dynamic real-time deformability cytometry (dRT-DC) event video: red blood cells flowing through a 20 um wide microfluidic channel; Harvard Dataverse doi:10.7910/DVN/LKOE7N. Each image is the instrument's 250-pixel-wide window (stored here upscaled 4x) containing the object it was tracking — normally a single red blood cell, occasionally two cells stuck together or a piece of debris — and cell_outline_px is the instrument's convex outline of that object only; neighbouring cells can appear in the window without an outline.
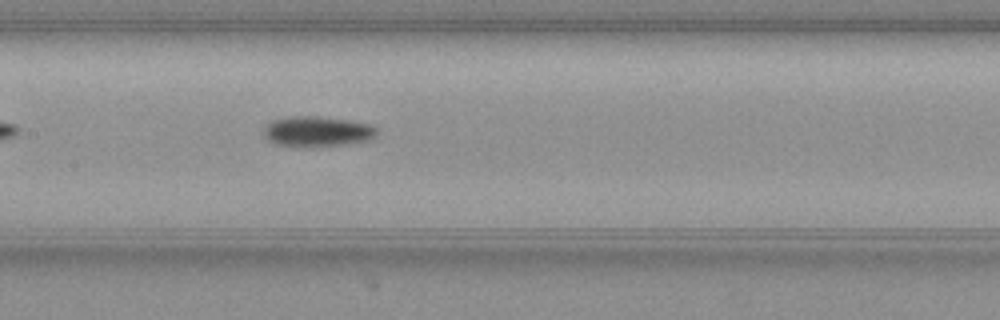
{"species": "common noctule bat (a hibernating species)", "species_latin": "Nyctalus noctula", "temperature_condition": "warm", "stored_images_in_passage": 31, "camera_frame_rate_fps": 3000, "um_per_image_px": 0.085, "animal": {"sex": "female", "body_mass_g": 19.3, "forearm_length_mm": 54.1}, "frame": {"image": 1, "passage_image": 13, "time_ms": 4.0, "image_size_px": [1000, 320], "cell_outline_px": [[376, 136], [372, 140], [344, 144], [312, 148], [276, 144], [268, 140], [264, 136], [264, 128], [272, 120], [292, 116], [316, 116], [348, 120], [368, 124], [376, 128]], "centroid_in_image_um": [26.96, 11.19], "position_along_channel_um": 180.4, "area_um2": 20.11}}
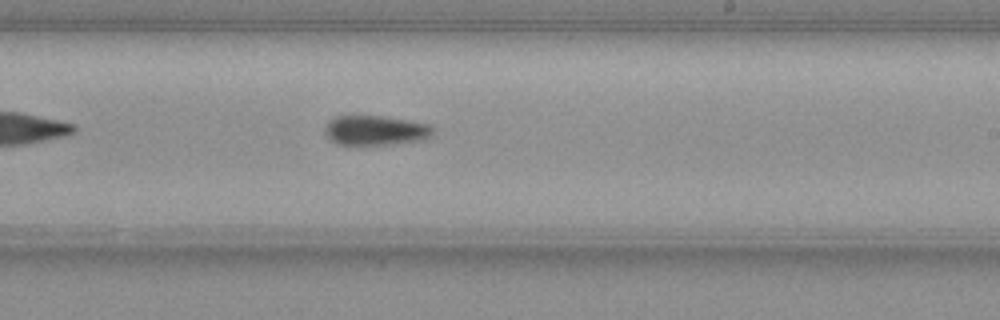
{"frame": {"image": 2, "passage_image": 19, "time_ms": 6.0, "image_size_px": [1000, 320], "cell_outline_px": [[432, 132], [424, 140], [392, 144], [336, 144], [324, 136], [324, 128], [328, 120], [336, 116], [384, 116], [408, 120], [428, 124], [432, 128]], "centroid_in_image_um": [31.84, 11.08], "position_along_channel_um": 257.2, "area_um2": 18.73}}
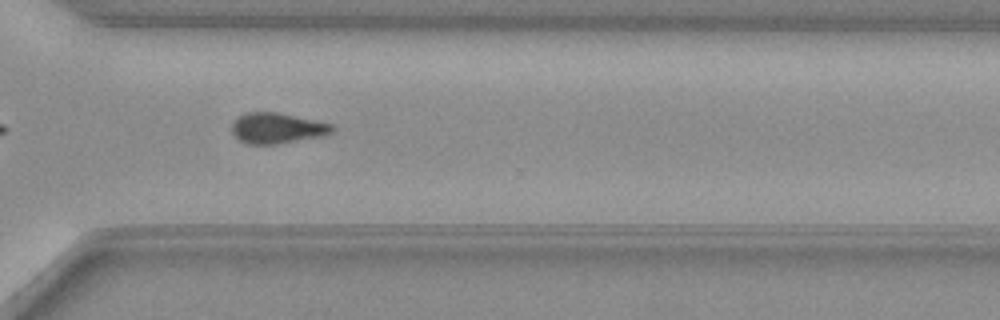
{"frame": {"image": 3, "passage_image": 26, "time_ms": 8.333, "image_size_px": [1000, 320], "cell_outline_px": [[336, 128], [332, 132], [324, 136], [276, 144], [244, 144], [232, 132], [232, 124], [236, 116], [244, 112], [276, 112], [332, 124]], "centroid_in_image_um": [23.53, 10.89], "position_along_channel_um": 347.1, "area_um2": 17.98}}